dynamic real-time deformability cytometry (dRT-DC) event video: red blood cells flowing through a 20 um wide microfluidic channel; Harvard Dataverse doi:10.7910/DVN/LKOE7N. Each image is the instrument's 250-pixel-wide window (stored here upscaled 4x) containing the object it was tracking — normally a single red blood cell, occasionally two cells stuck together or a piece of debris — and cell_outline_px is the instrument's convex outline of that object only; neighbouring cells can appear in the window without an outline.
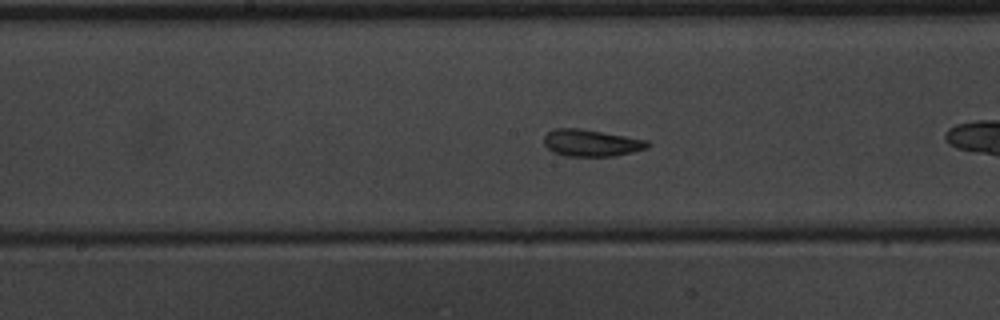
{"species": "common noctule bat (a hibernating species)", "species_latin": "Nyctalus noctula", "temperature_condition": "warm", "stored_images_in_passage": 37, "segment_of_instrument_passage": [2, 2], "camera_frame_rate_fps": 3000, "um_per_image_px": 0.085, "animal": {"sex": "male", "body_mass_g": 20.1, "forearm_length_mm": 53.5}, "frame": {"image": 1, "passage_image": 12, "time_ms": 3.667, "image_size_px": [1000, 320], "cell_outline_px": [[652, 144], [648, 148], [616, 156], [564, 156], [552, 152], [544, 144], [544, 136], [552, 128], [580, 128], [604, 132], [648, 140]], "centroid_in_image_um": [50.26, 12.15], "position_along_channel_um": 197.9, "area_um2": 16.47}}
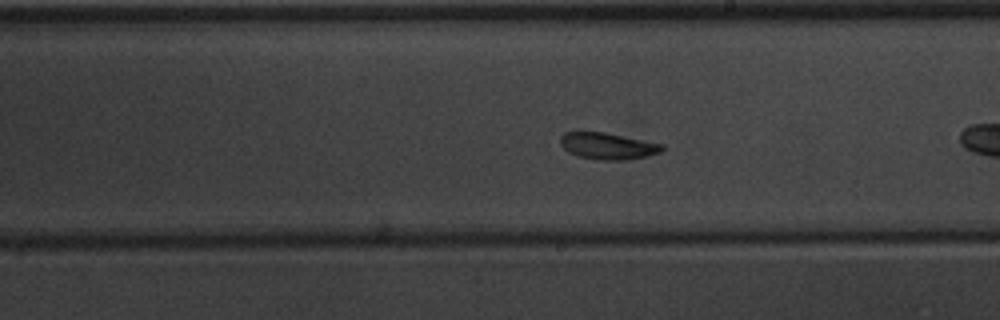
{"frame": {"image": 2, "passage_image": 15, "time_ms": 4.667, "image_size_px": [1000, 320], "cell_outline_px": [[664, 148], [660, 152], [644, 156], [624, 160], [596, 160], [576, 156], [568, 152], [560, 144], [560, 136], [564, 132], [580, 128], [604, 132], [664, 144]], "centroid_in_image_um": [51.55, 12.36], "position_along_channel_um": 237.5, "area_um2": 16.36}}
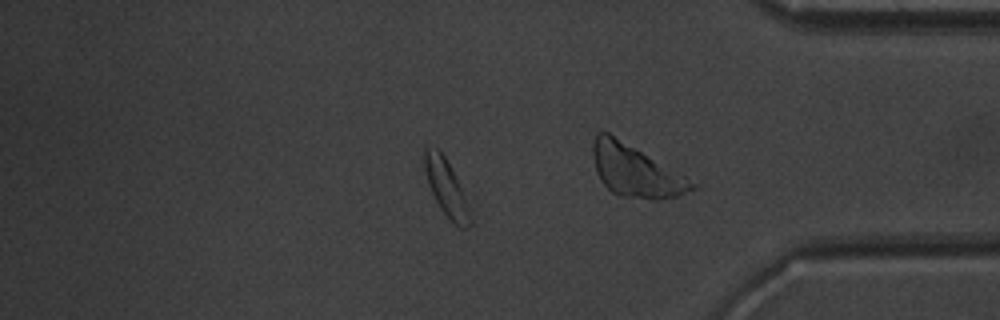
{"frame": {"image": 3, "passage_image": 29, "time_ms": 9.333, "image_size_px": [1000, 320], "cell_outline_px": [[472, 224], [468, 228], [460, 228], [440, 208], [428, 184], [424, 168], [424, 148], [440, 148], [460, 188], [472, 216]], "centroid_in_image_um": [37.92, 15.98], "position_along_channel_um": 397.3, "area_um2": 14.39}}